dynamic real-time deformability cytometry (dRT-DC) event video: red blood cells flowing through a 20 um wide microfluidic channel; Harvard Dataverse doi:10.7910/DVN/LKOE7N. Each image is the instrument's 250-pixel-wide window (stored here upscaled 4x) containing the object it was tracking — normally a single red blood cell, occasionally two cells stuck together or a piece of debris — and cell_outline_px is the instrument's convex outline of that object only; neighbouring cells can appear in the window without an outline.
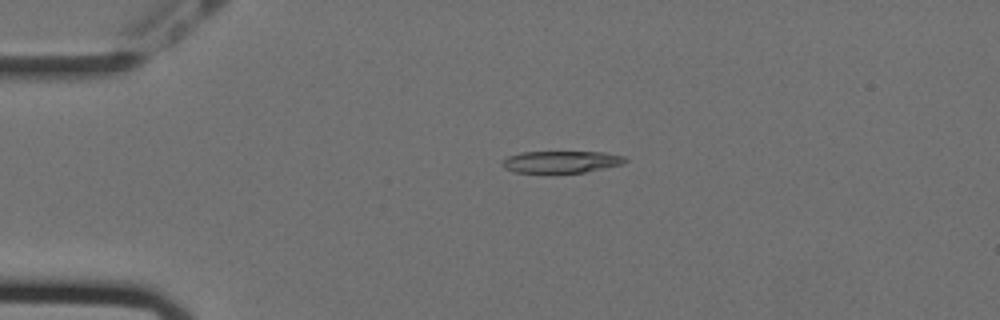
{"species": "Egyptian fruit bat (a non-hibernating species)", "species_latin": "Rousettus aegyptiacus", "temperature_condition": "cold", "stored_images_in_passage": 45, "camera_frame_rate_fps": 3000, "um_per_image_px": 0.085, "animal": {"sex": "female"}, "frame": {"image": 1, "passage_image": 1, "time_ms": 0.0, "image_size_px": [1000, 320], "cell_outline_px": [[628, 160], [620, 164], [584, 172], [516, 172], [504, 168], [500, 164], [508, 156], [520, 152], [604, 152], [624, 156]], "centroid_in_image_um": [47.67, 13.74], "position_along_channel_um": 37.3, "area_um2": 15.43}}
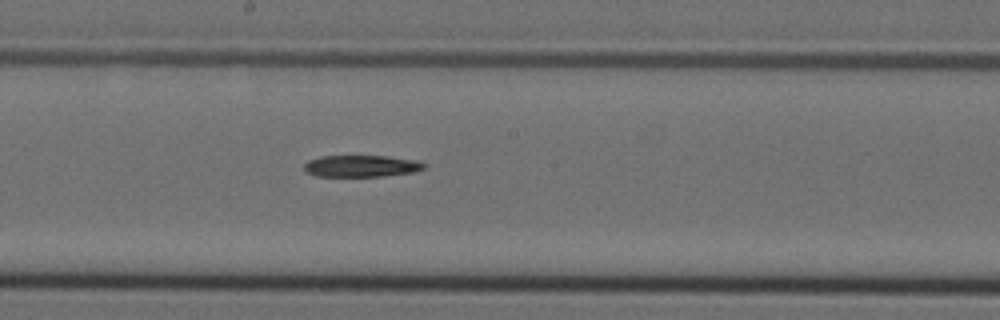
{"frame": {"image": 2, "passage_image": 19, "time_ms": 6.0, "image_size_px": [1000, 320], "cell_outline_px": [[428, 164], [424, 168], [412, 172], [384, 176], [316, 176], [308, 172], [304, 168], [304, 164], [308, 160], [320, 156], [388, 156], [420, 160]], "centroid_in_image_um": [30.76, 14.1], "position_along_channel_um": 217.4, "area_um2": 15.26}}
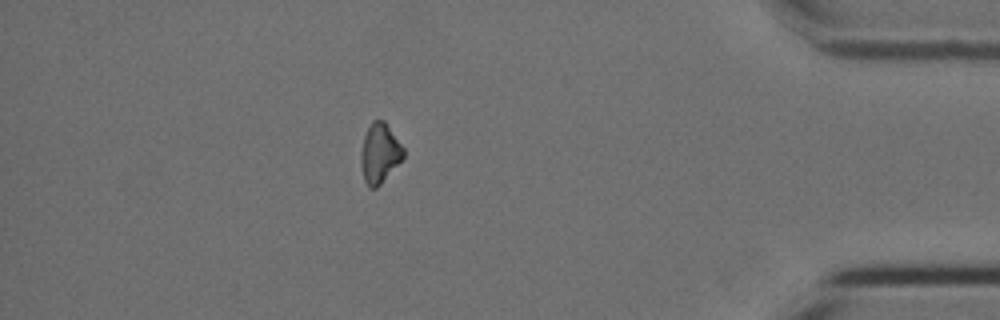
{"frame": {"image": 3, "passage_image": 38, "time_ms": 12.333, "image_size_px": [1000, 320], "cell_outline_px": [[404, 156], [380, 184], [376, 188], [368, 188], [364, 180], [360, 156], [364, 136], [372, 120], [384, 120], [404, 148]], "centroid_in_image_um": [32.26, 13.02], "position_along_channel_um": 402.9, "area_um2": 14.51}, "authors_computed_cell_mechanics": {"area_um2": 15.895, "velocity_mm_per_s": 3.5819, "shape_relaxation_time_tau1_ms": 6.5507, "shape_relaxation_time_tau2_ms": null, "deformation_change_tau1": 0.1433, "deformation_change_tau2": null}}